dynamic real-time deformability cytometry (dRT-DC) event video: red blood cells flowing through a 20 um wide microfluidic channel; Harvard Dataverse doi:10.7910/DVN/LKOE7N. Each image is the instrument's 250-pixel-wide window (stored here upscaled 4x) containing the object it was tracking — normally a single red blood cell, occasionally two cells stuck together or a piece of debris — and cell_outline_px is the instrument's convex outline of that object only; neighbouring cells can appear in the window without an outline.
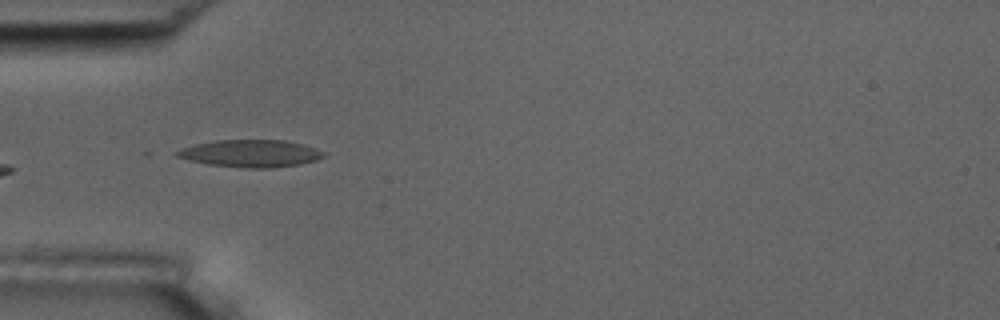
{"species": "common noctule bat (a hibernating species)", "species_latin": "Nyctalus noctula", "temperature_condition": "room temperature", "stored_images_in_passage": 7, "camera_frame_rate_fps": 3000, "um_per_image_px": 0.085, "animal": {"sex": "male", "body_mass_g": 17.5, "forearm_length_mm": 52.3}, "frame": {"image": 1, "passage_image": 6, "time_ms": 6.0, "image_size_px": [1000, 320], "cell_outline_px": [[328, 152], [324, 156], [316, 160], [300, 164], [272, 168], [244, 168], [208, 164], [188, 160], [176, 156], [172, 152], [180, 148], [196, 144], [216, 140], [284, 140], [316, 148]], "centroid_in_image_um": [21.28, 13.04], "position_along_channel_um": 63.7, "area_um2": 23.47}}